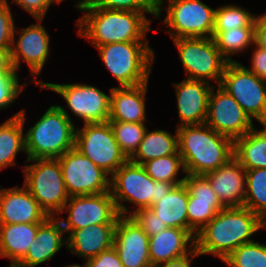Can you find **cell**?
Wrapping results in <instances>:
<instances>
[{"instance_id": "74e56055", "label": "cell", "mask_w": 266, "mask_h": 267, "mask_svg": "<svg viewBox=\"0 0 266 267\" xmlns=\"http://www.w3.org/2000/svg\"><path fill=\"white\" fill-rule=\"evenodd\" d=\"M93 6L107 10L157 12L158 0H88Z\"/></svg>"}, {"instance_id": "b9f144b4", "label": "cell", "mask_w": 266, "mask_h": 267, "mask_svg": "<svg viewBox=\"0 0 266 267\" xmlns=\"http://www.w3.org/2000/svg\"><path fill=\"white\" fill-rule=\"evenodd\" d=\"M84 265L85 267H124L114 246L86 260Z\"/></svg>"}, {"instance_id": "30bf717a", "label": "cell", "mask_w": 266, "mask_h": 267, "mask_svg": "<svg viewBox=\"0 0 266 267\" xmlns=\"http://www.w3.org/2000/svg\"><path fill=\"white\" fill-rule=\"evenodd\" d=\"M171 40L177 48L186 79L221 84L228 61L217 49L213 38L181 37Z\"/></svg>"}, {"instance_id": "1f68e13d", "label": "cell", "mask_w": 266, "mask_h": 267, "mask_svg": "<svg viewBox=\"0 0 266 267\" xmlns=\"http://www.w3.org/2000/svg\"><path fill=\"white\" fill-rule=\"evenodd\" d=\"M142 166L154 181H164L179 185L184 183L186 178L183 160L178 151L173 155L148 160ZM180 173L184 175L179 177Z\"/></svg>"}, {"instance_id": "ee69618b", "label": "cell", "mask_w": 266, "mask_h": 267, "mask_svg": "<svg viewBox=\"0 0 266 267\" xmlns=\"http://www.w3.org/2000/svg\"><path fill=\"white\" fill-rule=\"evenodd\" d=\"M254 44L258 48L266 50V11L263 14H257Z\"/></svg>"}, {"instance_id": "f1b7e54d", "label": "cell", "mask_w": 266, "mask_h": 267, "mask_svg": "<svg viewBox=\"0 0 266 267\" xmlns=\"http://www.w3.org/2000/svg\"><path fill=\"white\" fill-rule=\"evenodd\" d=\"M178 151V132L175 134L159 127L150 130L149 125L135 154L129 159L142 165L148 160L173 155Z\"/></svg>"}, {"instance_id": "8d00e7d4", "label": "cell", "mask_w": 266, "mask_h": 267, "mask_svg": "<svg viewBox=\"0 0 266 267\" xmlns=\"http://www.w3.org/2000/svg\"><path fill=\"white\" fill-rule=\"evenodd\" d=\"M18 73L0 72V111L14 105L28 83L20 81Z\"/></svg>"}, {"instance_id": "7c38bea8", "label": "cell", "mask_w": 266, "mask_h": 267, "mask_svg": "<svg viewBox=\"0 0 266 267\" xmlns=\"http://www.w3.org/2000/svg\"><path fill=\"white\" fill-rule=\"evenodd\" d=\"M75 148L110 176L129 160L108 121L76 127Z\"/></svg>"}, {"instance_id": "ba28073f", "label": "cell", "mask_w": 266, "mask_h": 267, "mask_svg": "<svg viewBox=\"0 0 266 267\" xmlns=\"http://www.w3.org/2000/svg\"><path fill=\"white\" fill-rule=\"evenodd\" d=\"M31 162V164H30ZM23 185L49 217H57L69 199L58 159H25Z\"/></svg>"}, {"instance_id": "e0dca14e", "label": "cell", "mask_w": 266, "mask_h": 267, "mask_svg": "<svg viewBox=\"0 0 266 267\" xmlns=\"http://www.w3.org/2000/svg\"><path fill=\"white\" fill-rule=\"evenodd\" d=\"M184 183L188 189V232L195 238L197 232L225 207L204 175L186 174Z\"/></svg>"}, {"instance_id": "3957f363", "label": "cell", "mask_w": 266, "mask_h": 267, "mask_svg": "<svg viewBox=\"0 0 266 267\" xmlns=\"http://www.w3.org/2000/svg\"><path fill=\"white\" fill-rule=\"evenodd\" d=\"M177 132L186 174L204 175L233 158L234 142L206 124L183 125Z\"/></svg>"}, {"instance_id": "f35d334b", "label": "cell", "mask_w": 266, "mask_h": 267, "mask_svg": "<svg viewBox=\"0 0 266 267\" xmlns=\"http://www.w3.org/2000/svg\"><path fill=\"white\" fill-rule=\"evenodd\" d=\"M9 2L0 0V48L6 50H11L16 22Z\"/></svg>"}, {"instance_id": "7402d4cb", "label": "cell", "mask_w": 266, "mask_h": 267, "mask_svg": "<svg viewBox=\"0 0 266 267\" xmlns=\"http://www.w3.org/2000/svg\"><path fill=\"white\" fill-rule=\"evenodd\" d=\"M67 247V235L57 217H48L38 228L35 241L26 255L18 262L23 267H38Z\"/></svg>"}, {"instance_id": "f907efd6", "label": "cell", "mask_w": 266, "mask_h": 267, "mask_svg": "<svg viewBox=\"0 0 266 267\" xmlns=\"http://www.w3.org/2000/svg\"><path fill=\"white\" fill-rule=\"evenodd\" d=\"M6 267H23V266H21V265L18 264V263H9V265L6 266Z\"/></svg>"}, {"instance_id": "681fc988", "label": "cell", "mask_w": 266, "mask_h": 267, "mask_svg": "<svg viewBox=\"0 0 266 267\" xmlns=\"http://www.w3.org/2000/svg\"><path fill=\"white\" fill-rule=\"evenodd\" d=\"M64 267H85V265H84V263H83V265H80L78 263H71L70 265L69 264L64 265Z\"/></svg>"}, {"instance_id": "60d3db41", "label": "cell", "mask_w": 266, "mask_h": 267, "mask_svg": "<svg viewBox=\"0 0 266 267\" xmlns=\"http://www.w3.org/2000/svg\"><path fill=\"white\" fill-rule=\"evenodd\" d=\"M11 3L23 9V12L29 13L34 20L45 19L50 6H53L50 0H11Z\"/></svg>"}, {"instance_id": "2e32d148", "label": "cell", "mask_w": 266, "mask_h": 267, "mask_svg": "<svg viewBox=\"0 0 266 267\" xmlns=\"http://www.w3.org/2000/svg\"><path fill=\"white\" fill-rule=\"evenodd\" d=\"M220 86L255 121L266 103V80L248 70L243 62H228Z\"/></svg>"}, {"instance_id": "83f0119b", "label": "cell", "mask_w": 266, "mask_h": 267, "mask_svg": "<svg viewBox=\"0 0 266 267\" xmlns=\"http://www.w3.org/2000/svg\"><path fill=\"white\" fill-rule=\"evenodd\" d=\"M188 189L185 183L175 185L165 196L151 205L161 222L171 228L186 229L188 231Z\"/></svg>"}, {"instance_id": "d6a6232c", "label": "cell", "mask_w": 266, "mask_h": 267, "mask_svg": "<svg viewBox=\"0 0 266 267\" xmlns=\"http://www.w3.org/2000/svg\"><path fill=\"white\" fill-rule=\"evenodd\" d=\"M257 14L238 4H224L215 9L213 38L221 31L255 27Z\"/></svg>"}, {"instance_id": "cb8c5ba5", "label": "cell", "mask_w": 266, "mask_h": 267, "mask_svg": "<svg viewBox=\"0 0 266 267\" xmlns=\"http://www.w3.org/2000/svg\"><path fill=\"white\" fill-rule=\"evenodd\" d=\"M117 224H97L72 230L67 234L68 251L83 261L97 256L114 245Z\"/></svg>"}, {"instance_id": "d4e9b609", "label": "cell", "mask_w": 266, "mask_h": 267, "mask_svg": "<svg viewBox=\"0 0 266 267\" xmlns=\"http://www.w3.org/2000/svg\"><path fill=\"white\" fill-rule=\"evenodd\" d=\"M195 248V238L186 230L171 228L149 237L152 267L187 255Z\"/></svg>"}, {"instance_id": "f6af8a7d", "label": "cell", "mask_w": 266, "mask_h": 267, "mask_svg": "<svg viewBox=\"0 0 266 267\" xmlns=\"http://www.w3.org/2000/svg\"><path fill=\"white\" fill-rule=\"evenodd\" d=\"M200 257L197 249L194 248L190 253L177 259L169 260L168 262L157 265L156 267H193V260ZM192 264V265H191Z\"/></svg>"}, {"instance_id": "4dcf8cb0", "label": "cell", "mask_w": 266, "mask_h": 267, "mask_svg": "<svg viewBox=\"0 0 266 267\" xmlns=\"http://www.w3.org/2000/svg\"><path fill=\"white\" fill-rule=\"evenodd\" d=\"M254 38L255 27H241L221 31L213 39L217 49L228 62H238L233 57L250 50L254 45Z\"/></svg>"}, {"instance_id": "7a4b0ae2", "label": "cell", "mask_w": 266, "mask_h": 267, "mask_svg": "<svg viewBox=\"0 0 266 267\" xmlns=\"http://www.w3.org/2000/svg\"><path fill=\"white\" fill-rule=\"evenodd\" d=\"M265 228L266 223L250 209L225 207L197 232L195 248L200 257L211 255L223 261L242 244L255 241L253 236Z\"/></svg>"}, {"instance_id": "ffe728a7", "label": "cell", "mask_w": 266, "mask_h": 267, "mask_svg": "<svg viewBox=\"0 0 266 267\" xmlns=\"http://www.w3.org/2000/svg\"><path fill=\"white\" fill-rule=\"evenodd\" d=\"M48 217L24 185L0 186V224L43 223Z\"/></svg>"}, {"instance_id": "7bdbcfd3", "label": "cell", "mask_w": 266, "mask_h": 267, "mask_svg": "<svg viewBox=\"0 0 266 267\" xmlns=\"http://www.w3.org/2000/svg\"><path fill=\"white\" fill-rule=\"evenodd\" d=\"M254 48V49H253ZM253 50V51H252ZM250 66L244 65L259 78L266 80V50L258 48L255 44L251 48Z\"/></svg>"}, {"instance_id": "d6986e66", "label": "cell", "mask_w": 266, "mask_h": 267, "mask_svg": "<svg viewBox=\"0 0 266 267\" xmlns=\"http://www.w3.org/2000/svg\"><path fill=\"white\" fill-rule=\"evenodd\" d=\"M213 86L206 81L186 78L181 82L173 83L179 119L177 128L183 125L205 124L209 96Z\"/></svg>"}, {"instance_id": "ac0fdd59", "label": "cell", "mask_w": 266, "mask_h": 267, "mask_svg": "<svg viewBox=\"0 0 266 267\" xmlns=\"http://www.w3.org/2000/svg\"><path fill=\"white\" fill-rule=\"evenodd\" d=\"M113 246L124 267H152L149 236L130 216H119Z\"/></svg>"}, {"instance_id": "ab89813d", "label": "cell", "mask_w": 266, "mask_h": 267, "mask_svg": "<svg viewBox=\"0 0 266 267\" xmlns=\"http://www.w3.org/2000/svg\"><path fill=\"white\" fill-rule=\"evenodd\" d=\"M130 217L149 237L168 228V226L161 222L158 215L150 208L136 210Z\"/></svg>"}, {"instance_id": "8992f818", "label": "cell", "mask_w": 266, "mask_h": 267, "mask_svg": "<svg viewBox=\"0 0 266 267\" xmlns=\"http://www.w3.org/2000/svg\"><path fill=\"white\" fill-rule=\"evenodd\" d=\"M103 65L118 83L130 87L149 82L155 50L149 42H119L95 47Z\"/></svg>"}, {"instance_id": "836d02e7", "label": "cell", "mask_w": 266, "mask_h": 267, "mask_svg": "<svg viewBox=\"0 0 266 267\" xmlns=\"http://www.w3.org/2000/svg\"><path fill=\"white\" fill-rule=\"evenodd\" d=\"M245 170L244 207L257 214L266 223V168Z\"/></svg>"}, {"instance_id": "9c48e42d", "label": "cell", "mask_w": 266, "mask_h": 267, "mask_svg": "<svg viewBox=\"0 0 266 267\" xmlns=\"http://www.w3.org/2000/svg\"><path fill=\"white\" fill-rule=\"evenodd\" d=\"M39 89H47L61 96L71 112L61 104L57 106L74 124V119L69 113L76 116V119L78 118L83 124L102 123L109 120L111 88L109 93H106L92 84L44 82Z\"/></svg>"}, {"instance_id": "bcb514c9", "label": "cell", "mask_w": 266, "mask_h": 267, "mask_svg": "<svg viewBox=\"0 0 266 267\" xmlns=\"http://www.w3.org/2000/svg\"><path fill=\"white\" fill-rule=\"evenodd\" d=\"M10 51L0 48V72L2 73H18L13 67Z\"/></svg>"}, {"instance_id": "4316f807", "label": "cell", "mask_w": 266, "mask_h": 267, "mask_svg": "<svg viewBox=\"0 0 266 267\" xmlns=\"http://www.w3.org/2000/svg\"><path fill=\"white\" fill-rule=\"evenodd\" d=\"M41 224H0V258H7L9 263H18L35 241Z\"/></svg>"}, {"instance_id": "484cf974", "label": "cell", "mask_w": 266, "mask_h": 267, "mask_svg": "<svg viewBox=\"0 0 266 267\" xmlns=\"http://www.w3.org/2000/svg\"><path fill=\"white\" fill-rule=\"evenodd\" d=\"M26 111L19 110L0 124V170L16 167L17 155L26 154L24 126Z\"/></svg>"}, {"instance_id": "4fadbf2b", "label": "cell", "mask_w": 266, "mask_h": 267, "mask_svg": "<svg viewBox=\"0 0 266 267\" xmlns=\"http://www.w3.org/2000/svg\"><path fill=\"white\" fill-rule=\"evenodd\" d=\"M65 213L67 217L62 215ZM119 216L111 192H106L69 197L57 218L67 235L72 230L90 225L117 224Z\"/></svg>"}, {"instance_id": "5b68a950", "label": "cell", "mask_w": 266, "mask_h": 267, "mask_svg": "<svg viewBox=\"0 0 266 267\" xmlns=\"http://www.w3.org/2000/svg\"><path fill=\"white\" fill-rule=\"evenodd\" d=\"M76 124L55 104L25 130L27 160L58 159L75 147Z\"/></svg>"}, {"instance_id": "9a60e30c", "label": "cell", "mask_w": 266, "mask_h": 267, "mask_svg": "<svg viewBox=\"0 0 266 267\" xmlns=\"http://www.w3.org/2000/svg\"><path fill=\"white\" fill-rule=\"evenodd\" d=\"M205 124L233 142L255 127L250 116L220 85L211 90Z\"/></svg>"}, {"instance_id": "e575fe53", "label": "cell", "mask_w": 266, "mask_h": 267, "mask_svg": "<svg viewBox=\"0 0 266 267\" xmlns=\"http://www.w3.org/2000/svg\"><path fill=\"white\" fill-rule=\"evenodd\" d=\"M115 139L120 146L122 152L130 159L135 152L144 137L146 130L148 129L145 123H133L122 121H108Z\"/></svg>"}, {"instance_id": "8fae6325", "label": "cell", "mask_w": 266, "mask_h": 267, "mask_svg": "<svg viewBox=\"0 0 266 267\" xmlns=\"http://www.w3.org/2000/svg\"><path fill=\"white\" fill-rule=\"evenodd\" d=\"M36 21L37 23L26 27L15 26L10 53L14 69L20 73L21 64L24 62V65L29 67V82L40 87L44 81L38 78L52 51L50 34L42 24L45 19L37 18Z\"/></svg>"}, {"instance_id": "603a6c76", "label": "cell", "mask_w": 266, "mask_h": 267, "mask_svg": "<svg viewBox=\"0 0 266 267\" xmlns=\"http://www.w3.org/2000/svg\"><path fill=\"white\" fill-rule=\"evenodd\" d=\"M148 85L149 82L130 87H111L108 121L149 122L146 117Z\"/></svg>"}, {"instance_id": "7dc6e473", "label": "cell", "mask_w": 266, "mask_h": 267, "mask_svg": "<svg viewBox=\"0 0 266 267\" xmlns=\"http://www.w3.org/2000/svg\"><path fill=\"white\" fill-rule=\"evenodd\" d=\"M255 121L262 126L260 129L266 130V103L263 106L261 114Z\"/></svg>"}, {"instance_id": "6da1fadb", "label": "cell", "mask_w": 266, "mask_h": 267, "mask_svg": "<svg viewBox=\"0 0 266 267\" xmlns=\"http://www.w3.org/2000/svg\"><path fill=\"white\" fill-rule=\"evenodd\" d=\"M84 13L75 23L79 38L95 47L119 42H149L147 33L157 12L107 10L93 6L88 0L80 10Z\"/></svg>"}, {"instance_id": "44dd1931", "label": "cell", "mask_w": 266, "mask_h": 267, "mask_svg": "<svg viewBox=\"0 0 266 267\" xmlns=\"http://www.w3.org/2000/svg\"><path fill=\"white\" fill-rule=\"evenodd\" d=\"M204 176L224 207L244 206L246 170L234 157Z\"/></svg>"}, {"instance_id": "52a82bcc", "label": "cell", "mask_w": 266, "mask_h": 267, "mask_svg": "<svg viewBox=\"0 0 266 267\" xmlns=\"http://www.w3.org/2000/svg\"><path fill=\"white\" fill-rule=\"evenodd\" d=\"M215 9L202 0H158L156 19L167 27L164 31L171 39L213 38Z\"/></svg>"}, {"instance_id": "5bb4252c", "label": "cell", "mask_w": 266, "mask_h": 267, "mask_svg": "<svg viewBox=\"0 0 266 267\" xmlns=\"http://www.w3.org/2000/svg\"><path fill=\"white\" fill-rule=\"evenodd\" d=\"M58 160L69 197L110 192L111 176L75 147Z\"/></svg>"}, {"instance_id": "277c9868", "label": "cell", "mask_w": 266, "mask_h": 267, "mask_svg": "<svg viewBox=\"0 0 266 267\" xmlns=\"http://www.w3.org/2000/svg\"><path fill=\"white\" fill-rule=\"evenodd\" d=\"M174 186V183L154 181L142 165L130 160L110 178V192L120 216H130L136 210L150 208ZM129 205L132 209H129Z\"/></svg>"}, {"instance_id": "d590c367", "label": "cell", "mask_w": 266, "mask_h": 267, "mask_svg": "<svg viewBox=\"0 0 266 267\" xmlns=\"http://www.w3.org/2000/svg\"><path fill=\"white\" fill-rule=\"evenodd\" d=\"M222 262L227 267H266V243L255 240L242 244Z\"/></svg>"}, {"instance_id": "c3c4849f", "label": "cell", "mask_w": 266, "mask_h": 267, "mask_svg": "<svg viewBox=\"0 0 266 267\" xmlns=\"http://www.w3.org/2000/svg\"><path fill=\"white\" fill-rule=\"evenodd\" d=\"M52 2V4H61L64 0H50ZM87 0H77L74 4H73V8L77 9L79 12L81 10V8L85 5Z\"/></svg>"}, {"instance_id": "f546056e", "label": "cell", "mask_w": 266, "mask_h": 267, "mask_svg": "<svg viewBox=\"0 0 266 267\" xmlns=\"http://www.w3.org/2000/svg\"><path fill=\"white\" fill-rule=\"evenodd\" d=\"M233 157L245 169L266 168V130L256 126L234 141Z\"/></svg>"}]
</instances>
